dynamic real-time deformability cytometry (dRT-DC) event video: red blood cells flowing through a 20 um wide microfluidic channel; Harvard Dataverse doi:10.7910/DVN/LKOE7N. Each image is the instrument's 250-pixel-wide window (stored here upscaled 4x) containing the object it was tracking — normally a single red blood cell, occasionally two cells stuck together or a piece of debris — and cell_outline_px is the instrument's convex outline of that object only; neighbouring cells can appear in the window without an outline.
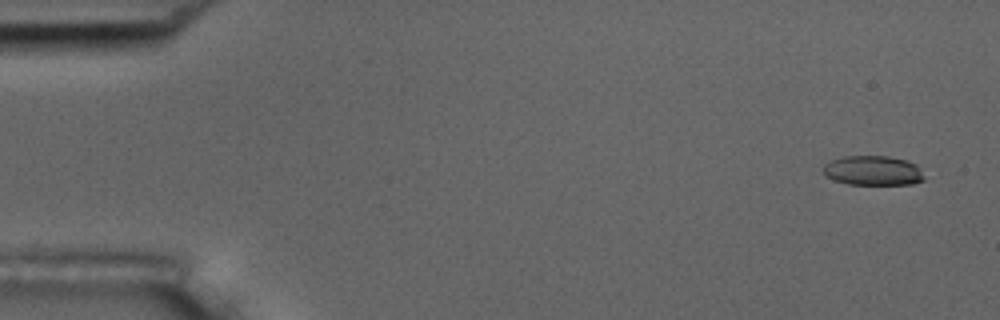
{"species": "common noctule bat (a hibernating species)", "species_latin": "Nyctalus noctula", "temperature_condition": "room temperature", "stored_images_in_passage": 5, "camera_frame_rate_fps": 3000, "um_per_image_px": 0.085, "animal": {"sex": "male", "body_mass_g": 17.5, "forearm_length_mm": 52.3}, "frame": {"image": 1, "passage_image": 1, "time_ms": 0.0, "image_size_px": [1000, 320], "cell_outline_px": [[924, 180], [912, 184], [848, 184], [832, 180], [824, 176], [824, 164], [832, 160], [844, 156], [888, 156], [908, 160], [916, 164], [924, 176]], "centroid_in_image_um": [74.19, 14.5], "position_along_channel_um": 10.8, "area_um2": 17.51}}
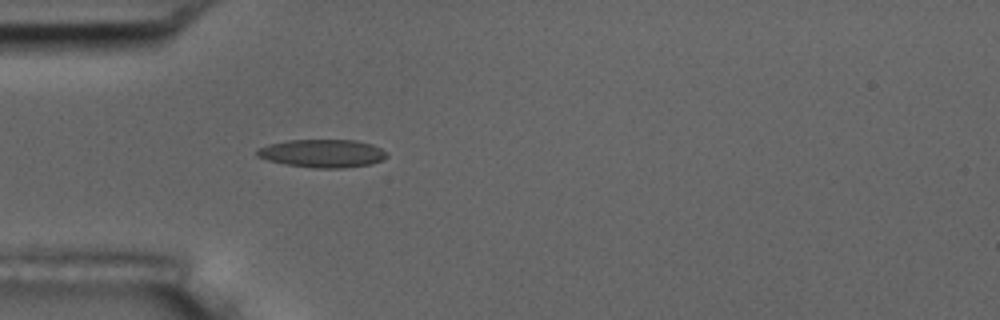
{"frame": {"image": 2, "passage_image": 5, "time_ms": 4.667, "image_size_px": [1000, 320], "cell_outline_px": [[388, 156], [372, 164], [340, 168], [312, 168], [288, 164], [268, 160], [256, 156], [256, 148], [268, 144], [288, 140], [352, 140], [372, 144], [388, 152]], "centroid_in_image_um": [27.39, 13.03], "position_along_channel_um": 57.6, "area_um2": 21.21}}